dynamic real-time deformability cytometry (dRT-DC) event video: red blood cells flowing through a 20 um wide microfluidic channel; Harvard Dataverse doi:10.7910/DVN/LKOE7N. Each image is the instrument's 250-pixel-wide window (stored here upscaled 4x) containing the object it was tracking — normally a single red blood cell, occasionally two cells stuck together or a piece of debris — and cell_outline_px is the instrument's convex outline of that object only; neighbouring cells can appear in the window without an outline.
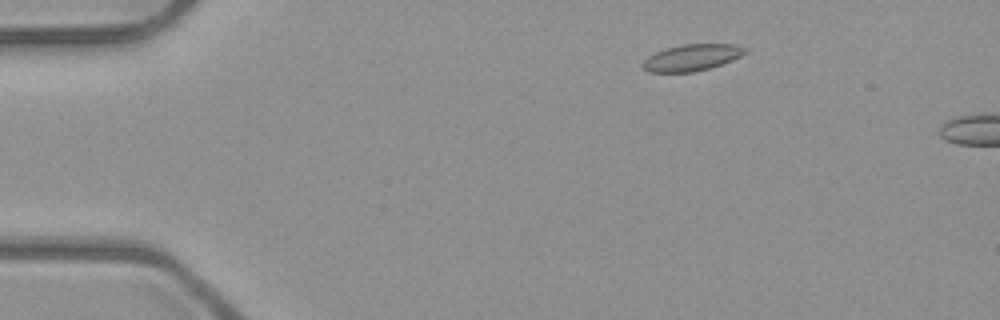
{"species": "common noctule bat (a hibernating species)", "species_latin": "Nyctalus noctula", "temperature_condition": "room temperature", "stored_images_in_passage": 4, "camera_frame_rate_fps": 3000, "um_per_image_px": 0.085, "animal": {"sex": "male", "body_mass_g": 23.1, "forearm_length_mm": 52.7}, "frame": {"image": 1, "passage_image": 1, "time_ms": 0.0, "image_size_px": [1000, 320], "cell_outline_px": [[748, 52], [732, 60], [696, 72], [648, 72], [640, 64], [648, 56], [664, 48], [680, 44], [736, 44], [748, 48]], "centroid_in_image_um": [58.8, 4.88], "position_along_channel_um": 26.2, "area_um2": 15.95}}